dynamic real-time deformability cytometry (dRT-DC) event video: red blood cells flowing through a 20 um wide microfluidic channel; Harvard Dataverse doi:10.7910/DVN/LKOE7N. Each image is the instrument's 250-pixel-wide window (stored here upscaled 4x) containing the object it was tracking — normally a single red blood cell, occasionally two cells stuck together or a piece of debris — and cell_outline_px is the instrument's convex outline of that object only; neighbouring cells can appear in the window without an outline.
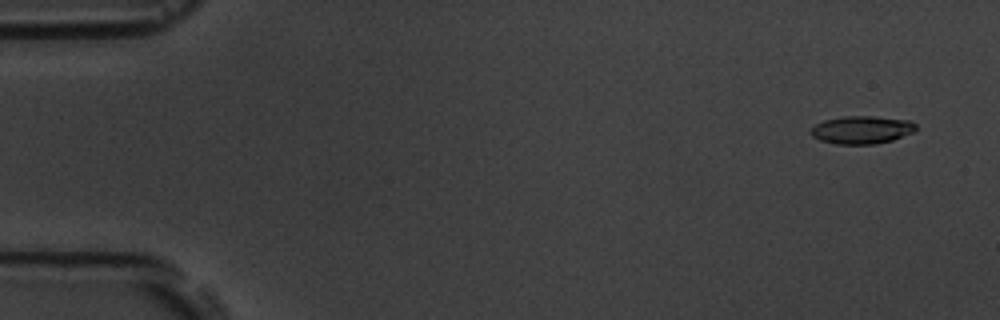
{"species": "common noctule bat (a hibernating species)", "species_latin": "Nyctalus noctula", "temperature_condition": "room temperature", "stored_images_in_passage": 53, "camera_frame_rate_fps": 3000, "um_per_image_px": 0.085, "animal": {"sex": "male", "body_mass_g": 19.5, "forearm_length_mm": 54.6}, "frame": {"image": 1, "passage_image": 2, "time_ms": 0.333, "image_size_px": [1000, 320], "cell_outline_px": [[916, 128], [912, 132], [892, 140], [876, 144], [836, 144], [820, 140], [812, 136], [808, 132], [816, 124], [824, 120], [844, 116], [872, 116], [908, 120], [916, 124]], "centroid_in_image_um": [73.21, 11.03], "position_along_channel_um": 11.8, "area_um2": 16.99}}
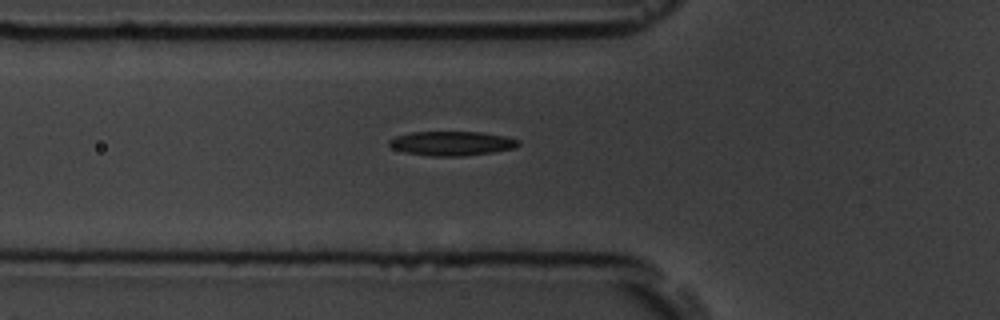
{"frame": {"image": 2, "passage_image": 18, "time_ms": 5.667, "image_size_px": [1000, 320], "cell_outline_px": [[520, 144], [516, 148], [492, 152], [460, 156], [432, 156], [404, 152], [392, 148], [388, 144], [388, 140], [396, 136], [412, 132], [484, 132], [504, 136], [520, 140]], "centroid_in_image_um": [38.41, 12.18], "position_along_channel_um": 87.4, "area_um2": 18.32}}
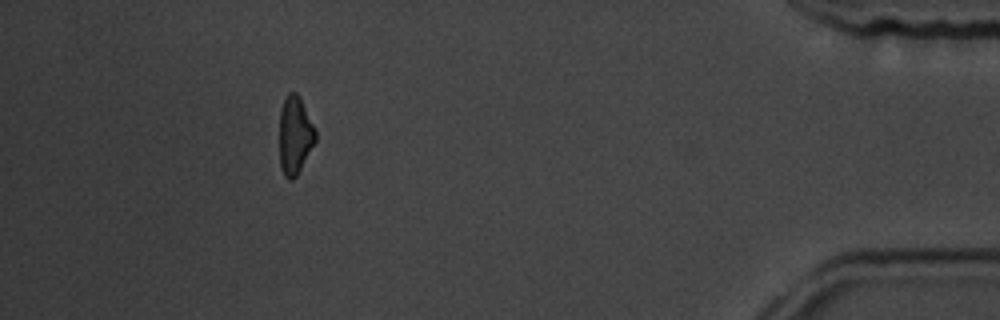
{"frame": {"image": 3, "passage_image": 48, "time_ms": 15.667, "image_size_px": [1000, 320], "cell_outline_px": [[316, 140], [296, 176], [292, 180], [288, 180], [284, 176], [280, 168], [280, 108], [288, 92], [296, 92], [300, 96], [316, 128]], "centroid_in_image_um": [25.07, 11.47], "position_along_channel_um": 410.1, "area_um2": 16.53}, "authors_computed_cell_mechanics": {"area_um2": 17.7446, "velocity_mm_per_s": 3.7941, "shape_relaxation_time_tau1_ms": 3.3746, "shape_relaxation_time_tau2_ms": 3.3013, "deformation_change_tau1": 0.1302, "deformation_change_tau2": 0.1158}}